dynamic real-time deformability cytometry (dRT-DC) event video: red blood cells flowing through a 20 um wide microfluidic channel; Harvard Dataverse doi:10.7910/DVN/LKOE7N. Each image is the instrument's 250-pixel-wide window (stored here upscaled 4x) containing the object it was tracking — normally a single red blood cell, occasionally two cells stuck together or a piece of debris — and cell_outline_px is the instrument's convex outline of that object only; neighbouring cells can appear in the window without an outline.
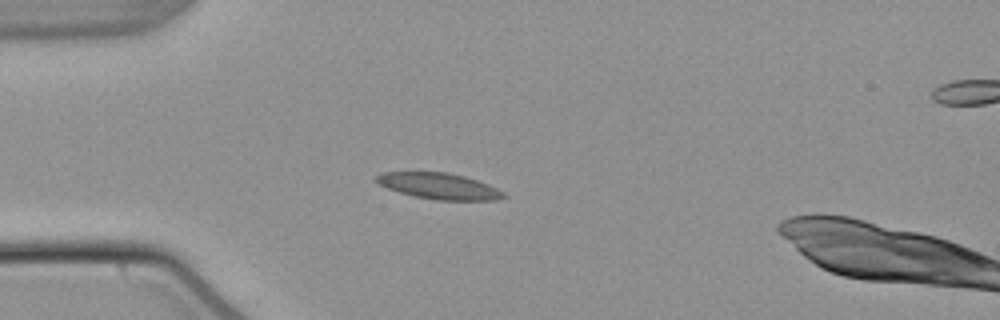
{"species": "common noctule bat (a hibernating species)", "species_latin": "Nyctalus noctula", "temperature_condition": "warm", "stored_images_in_passage": 45, "camera_frame_rate_fps": 3000, "um_per_image_px": 0.085, "animal": {"sex": "male", "body_mass_g": 21.5, "forearm_length_mm": 52.0}, "frame": {"image": 1, "passage_image": 10, "time_ms": 3.0, "image_size_px": [1000, 320], "cell_outline_px": [[508, 196], [496, 200], [436, 200], [416, 196], [400, 192], [388, 188], [380, 184], [376, 180], [376, 176], [380, 172], [448, 172], [464, 176], [488, 184], [504, 192]], "centroid_in_image_um": [37.35, 15.81], "position_along_channel_um": 47.7, "area_um2": 19.19}}
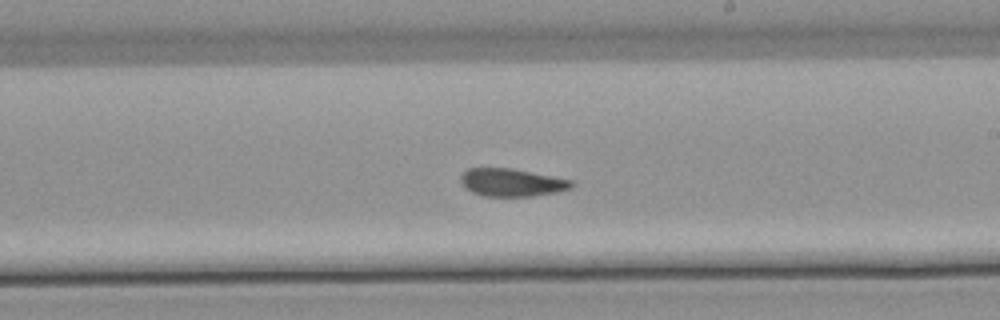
{"frame": {"image": 2, "passage_image": 27, "time_ms": 8.667, "image_size_px": [1000, 320], "cell_outline_px": [[576, 184], [572, 188], [556, 192], [532, 196], [484, 196], [472, 192], [464, 188], [460, 184], [460, 176], [468, 168], [512, 168], [572, 180]], "centroid_in_image_um": [43.48, 15.51], "position_along_channel_um": 245.5, "area_um2": 18.09}}
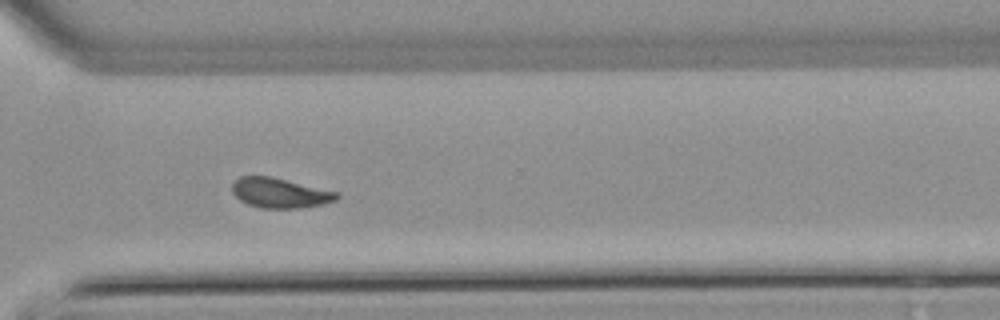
{"frame": {"image": 3, "passage_image": 35, "time_ms": 11.333, "image_size_px": [1000, 320], "cell_outline_px": [[340, 196], [336, 200], [324, 204], [300, 208], [260, 208], [248, 204], [240, 200], [232, 192], [232, 180], [240, 176], [272, 176], [336, 192]], "centroid_in_image_um": [23.75, 16.39], "position_along_channel_um": 346.8, "area_um2": 18.26}, "authors_computed_cell_mechanics": {"area_um2": 18.6694, "velocity_mm_per_s": 3.7912, "shape_relaxation_time_tau1_ms": null, "shape_relaxation_time_tau2_ms": 3.766, "deformation_change_tau1": null, "deformation_change_tau2": 0.0934}}